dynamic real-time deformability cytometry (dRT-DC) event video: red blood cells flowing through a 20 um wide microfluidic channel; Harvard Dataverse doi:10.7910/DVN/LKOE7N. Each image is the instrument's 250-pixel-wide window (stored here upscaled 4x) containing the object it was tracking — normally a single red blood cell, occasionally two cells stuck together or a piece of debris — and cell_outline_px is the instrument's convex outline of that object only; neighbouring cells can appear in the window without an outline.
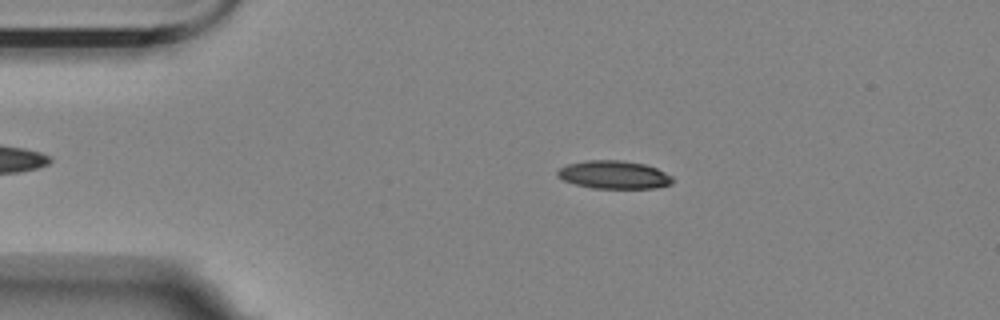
{"species": "Egyptian fruit bat (a non-hibernating species)", "species_latin": "Rousettus aegyptiacus", "temperature_condition": "room temperature", "stored_images_in_passage": 48, "camera_frame_rate_fps": 3000, "um_per_image_px": 0.085, "animal": {"sex": "female"}, "frame": {"image": 1, "passage_image": 10, "time_ms": 3.0, "image_size_px": [1000, 320], "cell_outline_px": [[672, 184], [652, 188], [592, 188], [576, 184], [564, 180], [556, 176], [556, 172], [560, 168], [568, 164], [584, 160], [620, 160], [644, 164], [656, 168], [672, 176]], "centroid_in_image_um": [52.16, 14.85], "position_along_channel_um": 32.8, "area_um2": 18.73}}
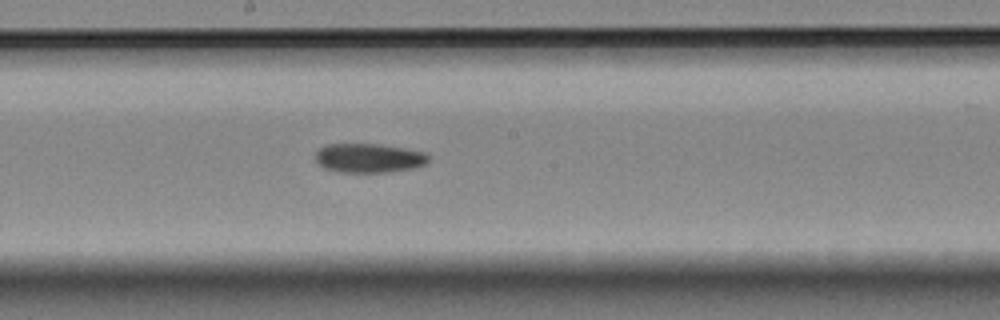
{"frame": {"image": 2, "passage_image": 29, "time_ms": 9.333, "image_size_px": [1000, 320], "cell_outline_px": [[428, 160], [424, 164], [412, 168], [384, 172], [340, 172], [324, 168], [316, 160], [316, 152], [324, 144], [376, 144], [404, 148], [424, 152], [428, 156]], "centroid_in_image_um": [31.32, 13.43], "position_along_channel_um": 216.9, "area_um2": 18.96}}
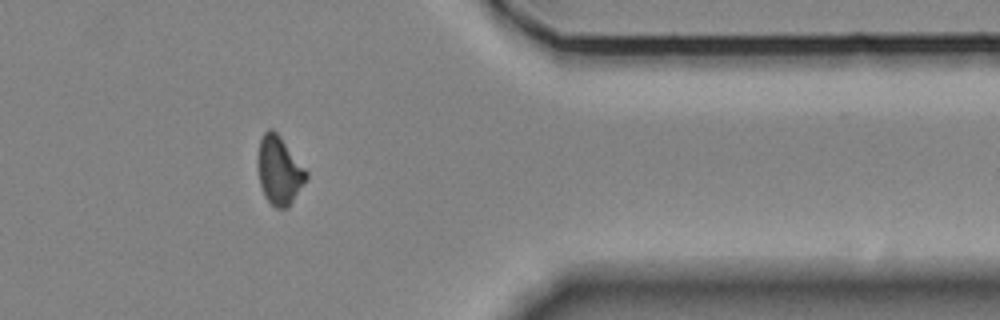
{"frame": {"image": 3, "passage_image": 45, "time_ms": 14.667, "image_size_px": [1000, 320], "cell_outline_px": [[308, 176], [288, 208], [276, 208], [264, 196], [260, 184], [256, 164], [256, 160], [260, 140], [264, 132], [268, 128], [272, 128], [280, 136], [308, 172]], "centroid_in_image_um": [23.7, 14.47], "position_along_channel_um": 387.7, "area_um2": 19.31}}